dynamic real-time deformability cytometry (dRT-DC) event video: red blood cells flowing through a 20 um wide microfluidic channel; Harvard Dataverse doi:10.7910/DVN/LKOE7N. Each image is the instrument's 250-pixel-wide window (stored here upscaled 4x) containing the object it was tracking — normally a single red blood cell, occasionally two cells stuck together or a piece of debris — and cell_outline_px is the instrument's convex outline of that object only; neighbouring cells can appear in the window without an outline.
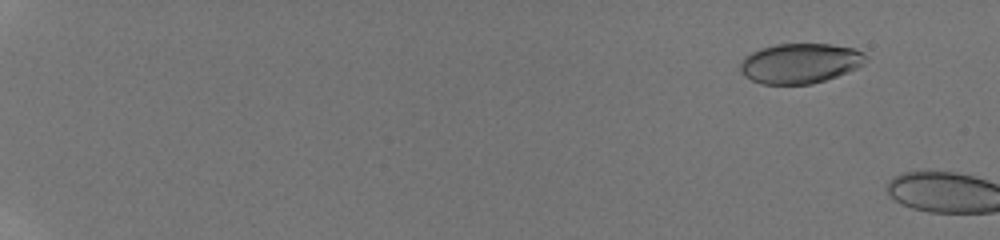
{"species": "human", "species_latin": "Homo sapiens", "temperature_condition": "room temperature", "stored_images_in_passage": 4, "camera_frame_rate_fps": 3000, "um_per_image_px": 0.085, "donor": {"sex": "male"}, "frame": {"image": 1, "passage_image": 3, "time_ms": 1.667, "image_size_px": [1000, 240], "cell_outline_px": [[868, 60], [856, 68], [848, 72], [812, 84], [760, 84], [744, 76], [740, 72], [740, 64], [744, 56], [760, 48], [776, 44], [832, 44], [856, 48], [864, 52], [868, 56]], "centroid_in_image_um": [68.02, 5.37], "position_along_channel_um": 17.0, "area_um2": 29.54}}